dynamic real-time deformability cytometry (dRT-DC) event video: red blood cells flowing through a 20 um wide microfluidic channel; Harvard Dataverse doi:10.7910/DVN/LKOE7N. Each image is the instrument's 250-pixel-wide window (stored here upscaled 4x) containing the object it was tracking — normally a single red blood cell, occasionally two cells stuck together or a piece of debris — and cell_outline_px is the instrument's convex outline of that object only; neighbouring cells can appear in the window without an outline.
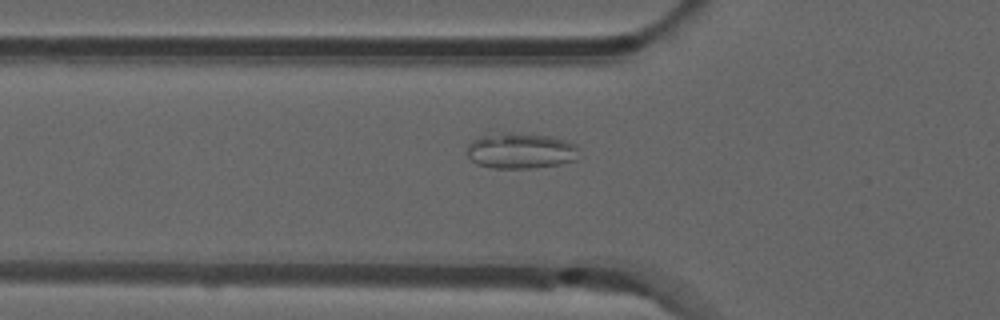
{"species": "common noctule bat (a hibernating species)", "species_latin": "Nyctalus noctula", "temperature_condition": "room temperature", "stored_images_in_passage": 36, "camera_frame_rate_fps": 3000, "um_per_image_px": 0.085, "animal": {"sex": "male", "forearm_length_mm": 52.5}, "frame": {"image": 1, "passage_image": 6, "time_ms": 1.667, "image_size_px": [1000, 320], "cell_outline_px": [[576, 160], [560, 164], [532, 168], [492, 168], [476, 164], [468, 156], [468, 144], [472, 140], [480, 136], [504, 132], [512, 132], [552, 136], [576, 144]], "centroid_in_image_um": [44.23, 12.81], "position_along_channel_um": 81.6, "area_um2": 23.35}}
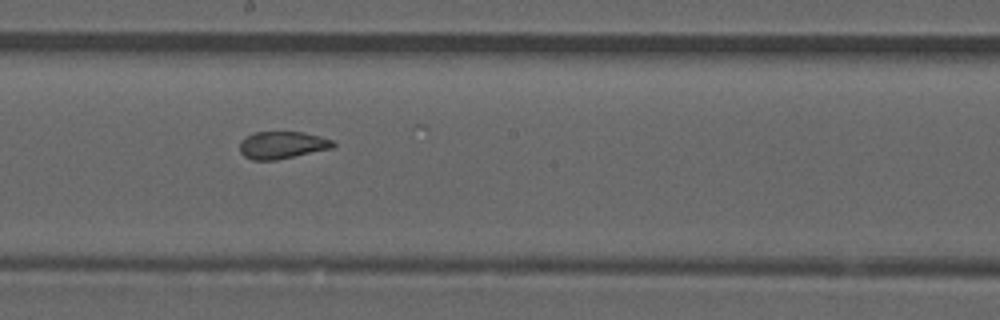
{"frame": {"image": 2, "passage_image": 17, "time_ms": 5.333, "image_size_px": [1000, 320], "cell_outline_px": [[336, 144], [332, 148], [276, 160], [252, 160], [244, 156], [240, 152], [240, 140], [256, 132], [304, 132], [320, 136], [332, 140]], "centroid_in_image_um": [23.98, 12.33], "position_along_channel_um": 224.2, "area_um2": 14.8}}
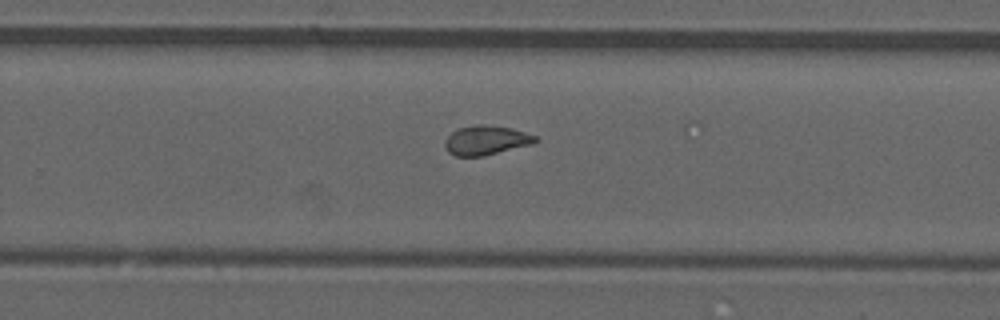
{"frame": {"image": 3, "passage_image": 22, "time_ms": 7.0, "image_size_px": [1000, 320], "cell_outline_px": [[540, 140], [532, 144], [484, 156], [456, 156], [448, 152], [444, 144], [444, 140], [452, 132], [460, 128], [476, 124], [484, 124], [508, 128], [524, 132], [536, 136]], "centroid_in_image_um": [41.31, 11.93], "position_along_channel_um": 288.5, "area_um2": 15.37}}